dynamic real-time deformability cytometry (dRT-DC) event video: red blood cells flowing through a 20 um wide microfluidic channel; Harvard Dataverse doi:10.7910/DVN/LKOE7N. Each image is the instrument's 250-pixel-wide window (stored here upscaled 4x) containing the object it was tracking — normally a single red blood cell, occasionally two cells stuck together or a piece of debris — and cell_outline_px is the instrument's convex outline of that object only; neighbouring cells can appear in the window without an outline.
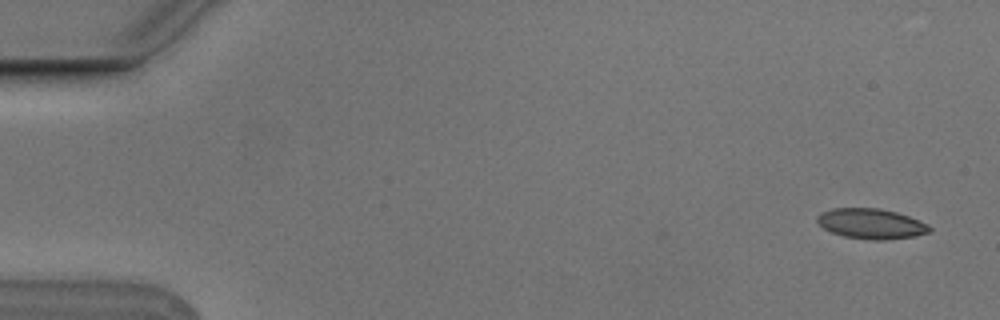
{"species": "Egyptian fruit bat (a non-hibernating species)", "species_latin": "Rousettus aegyptiacus", "temperature_condition": "cold", "stored_images_in_passage": 5, "camera_frame_rate_fps": 3000, "um_per_image_px": 0.085, "animal": {"sex": "male"}, "frame": {"image": 1, "passage_image": 1, "time_ms": 0.0, "image_size_px": [1000, 320], "cell_outline_px": [[932, 228], [928, 232], [916, 236], [884, 240], [872, 240], [844, 236], [832, 232], [824, 228], [816, 220], [816, 216], [820, 212], [832, 208], [880, 208], [896, 212], [908, 216], [928, 224]], "centroid_in_image_um": [74.03, 19.01], "position_along_channel_um": 11.0, "area_um2": 19.77}}
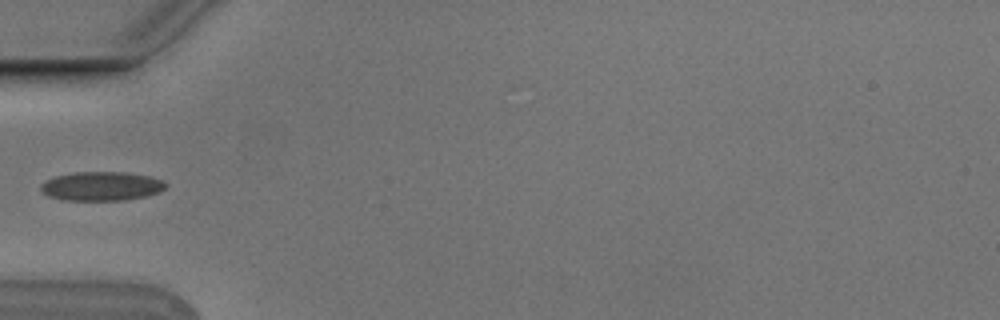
{"frame": {"image": 2, "passage_image": 5, "time_ms": 1.333, "image_size_px": [1000, 320], "cell_outline_px": [[168, 184], [160, 192], [148, 196], [124, 200], [64, 200], [48, 196], [40, 188], [40, 184], [56, 176], [76, 172], [124, 172], [152, 176], [164, 180]], "centroid_in_image_um": [8.69, 15.82], "position_along_channel_um": 76.3, "area_um2": 21.21}}